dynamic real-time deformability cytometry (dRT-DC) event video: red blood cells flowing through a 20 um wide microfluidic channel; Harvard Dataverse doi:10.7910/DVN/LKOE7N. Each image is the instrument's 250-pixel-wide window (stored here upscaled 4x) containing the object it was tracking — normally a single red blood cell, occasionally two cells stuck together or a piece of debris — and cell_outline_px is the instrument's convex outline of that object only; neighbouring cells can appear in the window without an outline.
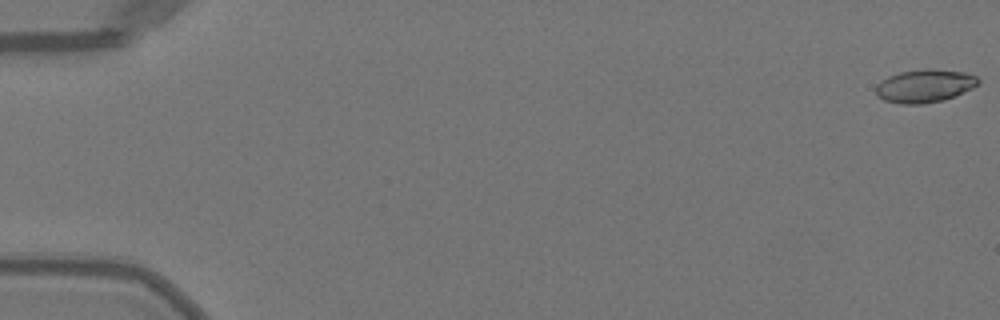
{"species": "Egyptian fruit bat (a non-hibernating species)", "species_latin": "Rousettus aegyptiacus", "temperature_condition": "warm", "stored_images_in_passage": 51, "camera_frame_rate_fps": 3000, "um_per_image_px": 0.085, "animal": {"sex": "female"}, "frame": {"image": 1, "passage_image": 1, "time_ms": 0.0, "image_size_px": [1000, 320], "cell_outline_px": [[980, 84], [956, 96], [944, 100], [924, 104], [900, 104], [884, 100], [876, 96], [876, 84], [880, 80], [888, 76], [900, 72], [928, 68], [932, 68], [964, 72], [976, 76], [980, 80]], "centroid_in_image_um": [78.6, 7.3], "position_along_channel_um": 6.4, "area_um2": 20.06}}
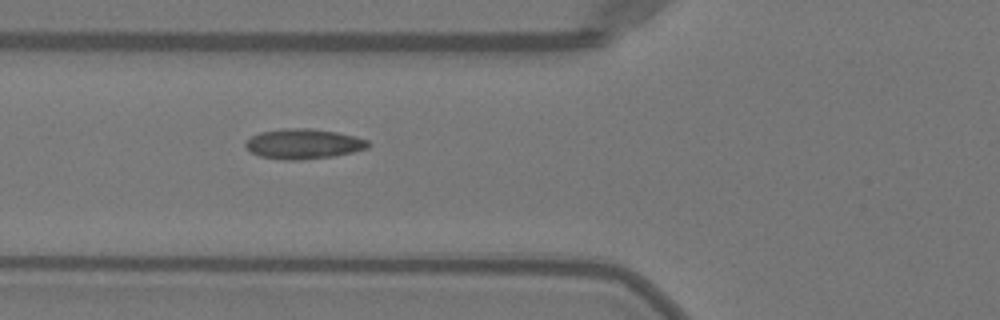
{"frame": {"image": 2, "passage_image": 20, "time_ms": 6.333, "image_size_px": [1000, 320], "cell_outline_px": [[368, 148], [352, 152], [332, 156], [296, 160], [284, 160], [260, 156], [252, 152], [244, 144], [252, 136], [260, 132], [284, 128], [312, 128], [336, 132], [356, 136], [368, 140]], "centroid_in_image_um": [25.8, 12.22], "position_along_channel_um": 100.0, "area_um2": 21.27}}
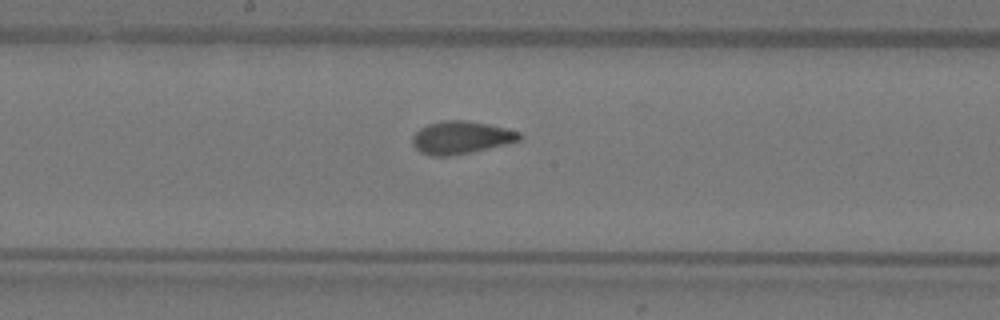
{"frame": {"image": 3, "passage_image": 28, "time_ms": 9.0, "image_size_px": [1000, 320], "cell_outline_px": [[524, 136], [520, 140], [504, 144], [468, 152], [448, 156], [432, 156], [420, 152], [412, 144], [412, 136], [420, 128], [428, 124], [444, 120], [468, 120], [488, 124], [520, 132]], "centroid_in_image_um": [39.16, 11.67], "position_along_channel_um": 209.0, "area_um2": 20.17}, "authors_computed_cell_mechanics": {"area_um2": 20.0566, "velocity_mm_per_s": 4.0601, "shape_relaxation_time_tau1_ms": 6.8119, "shape_relaxation_time_tau2_ms": 0.7361, "deformation_change_tau1": 0.2044, "deformation_change_tau2": 0.0471}}